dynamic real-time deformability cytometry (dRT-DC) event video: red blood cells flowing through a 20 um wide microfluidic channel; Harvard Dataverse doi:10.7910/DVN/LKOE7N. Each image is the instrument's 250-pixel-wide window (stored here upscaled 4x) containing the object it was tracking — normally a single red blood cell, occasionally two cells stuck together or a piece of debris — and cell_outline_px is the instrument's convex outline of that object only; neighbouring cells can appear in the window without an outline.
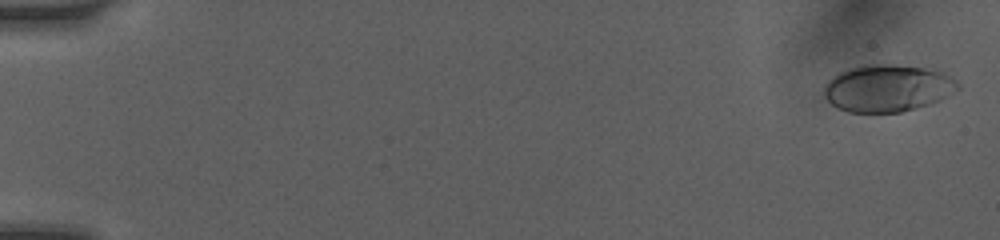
{"species": "human", "species_latin": "Homo sapiens", "temperature_condition": "room temperature", "stored_images_in_passage": 16, "camera_frame_rate_fps": 3000, "um_per_image_px": 0.085, "donor": {"sex": "female"}, "frame": {"image": 1, "passage_image": 2, "time_ms": 0.333, "image_size_px": [1000, 240], "cell_outline_px": [[960, 88], [948, 96], [940, 100], [916, 108], [900, 112], [848, 112], [836, 108], [824, 96], [824, 84], [832, 76], [848, 68], [864, 64], [892, 64], [924, 68], [944, 72], [952, 76], [960, 84]], "centroid_in_image_um": [75.44, 7.48], "position_along_channel_um": 9.6, "area_um2": 37.05}}
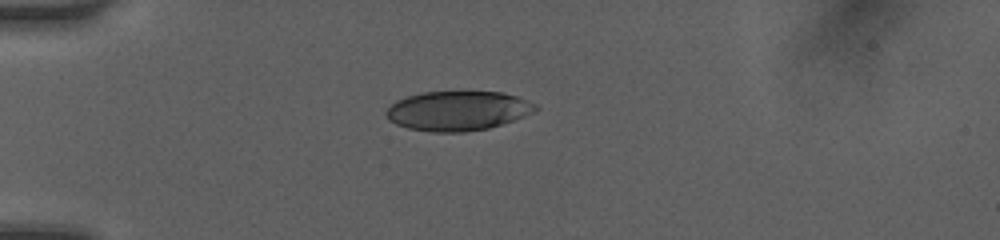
{"frame": {"image": 2, "passage_image": 12, "time_ms": 4.667, "image_size_px": [1000, 240], "cell_outline_px": [[540, 108], [524, 116], [488, 128], [464, 132], [432, 132], [408, 128], [396, 124], [388, 120], [384, 112], [396, 100], [408, 96], [424, 92], [460, 88], [504, 92], [528, 100], [536, 104]], "centroid_in_image_um": [38.91, 9.36], "position_along_channel_um": 46.1, "area_um2": 35.43}}
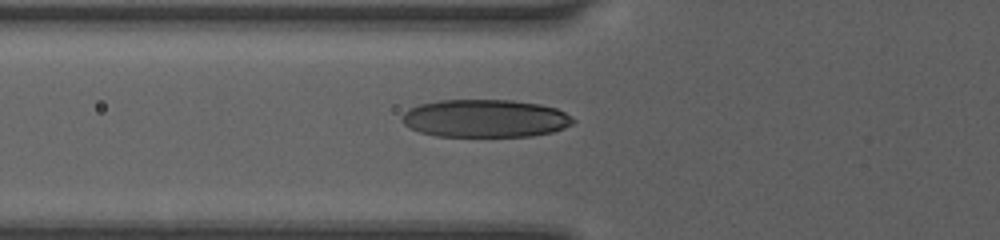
{"frame": {"image": 3, "passage_image": 16, "time_ms": 6.333, "image_size_px": [1000, 240], "cell_outline_px": [[576, 120], [572, 124], [564, 128], [552, 132], [532, 136], [436, 136], [420, 132], [404, 124], [400, 120], [400, 116], [408, 108], [420, 104], [440, 100], [512, 100], [540, 104], [556, 108], [572, 116]], "centroid_in_image_um": [41.23, 10.06], "position_along_channel_um": 84.6, "area_um2": 37.92}}